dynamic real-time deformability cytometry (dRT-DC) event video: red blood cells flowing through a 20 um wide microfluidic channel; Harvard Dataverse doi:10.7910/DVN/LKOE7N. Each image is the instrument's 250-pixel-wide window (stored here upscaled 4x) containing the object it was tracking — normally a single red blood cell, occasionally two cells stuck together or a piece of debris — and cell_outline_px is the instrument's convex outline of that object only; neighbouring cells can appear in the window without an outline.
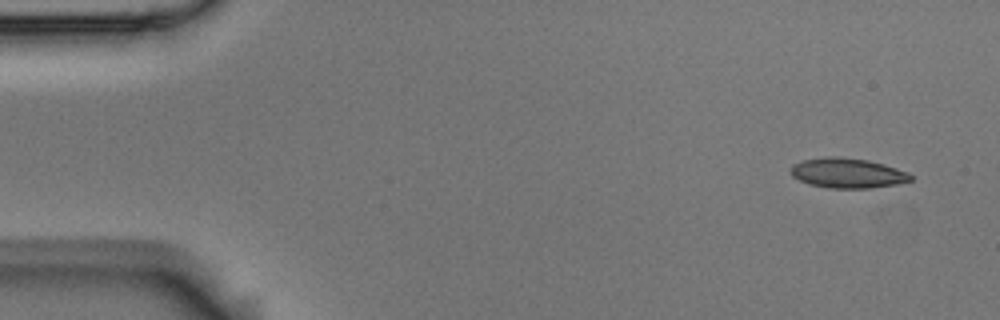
{"species": "Egyptian fruit bat (a non-hibernating species)", "species_latin": "Rousettus aegyptiacus", "temperature_condition": "room temperature", "stored_images_in_passage": 8, "camera_frame_rate_fps": 3000, "um_per_image_px": 0.085, "animal": {"sex": "male"}, "frame": {"image": 1, "passage_image": 1, "time_ms": 0.0, "image_size_px": [1000, 320], "cell_outline_px": [[912, 180], [896, 184], [868, 188], [828, 188], [808, 184], [792, 176], [788, 172], [792, 164], [804, 160], [828, 156], [836, 156], [868, 160], [908, 172], [912, 176]], "centroid_in_image_um": [71.98, 14.71], "position_along_channel_um": 13.0, "area_um2": 20.87}}
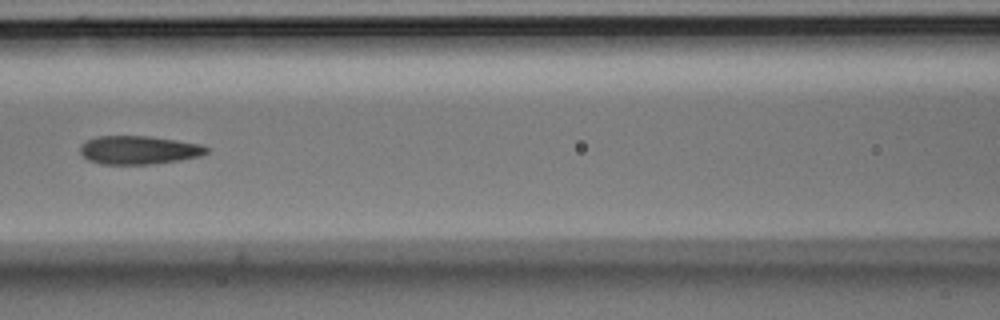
{"frame": {"image": 2, "passage_image": 7, "time_ms": 2.0, "image_size_px": [1000, 320], "cell_outline_px": [[208, 152], [200, 156], [180, 160], [152, 164], [100, 164], [88, 160], [80, 152], [80, 144], [96, 136], [152, 136], [200, 144], [208, 148]], "centroid_in_image_um": [11.78, 12.75], "position_along_channel_um": 154.8, "area_um2": 20.98}}
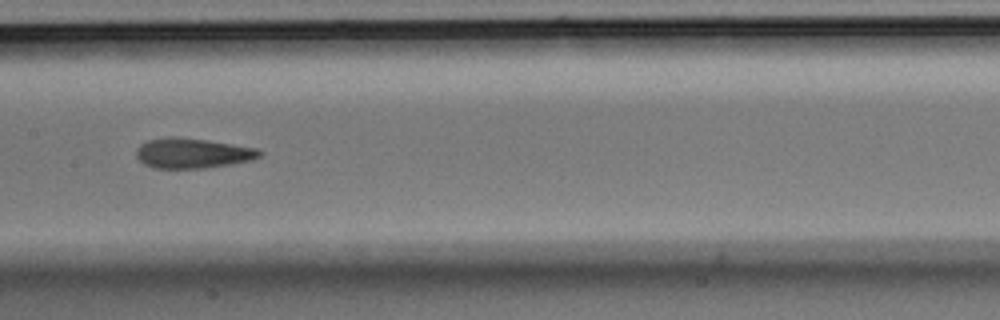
{"frame": {"image": 3, "passage_image": 8, "time_ms": 2.333, "image_size_px": [1000, 320], "cell_outline_px": [[264, 152], [260, 156], [252, 160], [232, 164], [204, 168], [156, 168], [144, 164], [136, 156], [136, 148], [140, 144], [148, 140], [208, 140], [260, 148]], "centroid_in_image_um": [16.46, 13.06], "position_along_channel_um": 190.9, "area_um2": 20.92}}